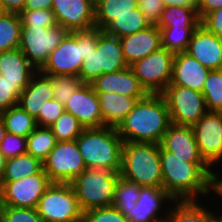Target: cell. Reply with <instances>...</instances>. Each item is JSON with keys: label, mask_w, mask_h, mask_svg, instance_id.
<instances>
[{"label": "cell", "mask_w": 222, "mask_h": 222, "mask_svg": "<svg viewBox=\"0 0 222 222\" xmlns=\"http://www.w3.org/2000/svg\"><path fill=\"white\" fill-rule=\"evenodd\" d=\"M160 162L163 189L174 201H196L212 191L215 193L217 173L208 164L187 162L167 152L161 145Z\"/></svg>", "instance_id": "cell-1"}, {"label": "cell", "mask_w": 222, "mask_h": 222, "mask_svg": "<svg viewBox=\"0 0 222 222\" xmlns=\"http://www.w3.org/2000/svg\"><path fill=\"white\" fill-rule=\"evenodd\" d=\"M171 124L168 106L162 94H148L116 128L124 142L160 144Z\"/></svg>", "instance_id": "cell-2"}, {"label": "cell", "mask_w": 222, "mask_h": 222, "mask_svg": "<svg viewBox=\"0 0 222 222\" xmlns=\"http://www.w3.org/2000/svg\"><path fill=\"white\" fill-rule=\"evenodd\" d=\"M87 169L121 171L124 141L116 128H84L76 139Z\"/></svg>", "instance_id": "cell-3"}, {"label": "cell", "mask_w": 222, "mask_h": 222, "mask_svg": "<svg viewBox=\"0 0 222 222\" xmlns=\"http://www.w3.org/2000/svg\"><path fill=\"white\" fill-rule=\"evenodd\" d=\"M103 30L92 28L69 32L62 42L49 54L44 66L39 70L44 75L79 76L83 59L97 46Z\"/></svg>", "instance_id": "cell-4"}, {"label": "cell", "mask_w": 222, "mask_h": 222, "mask_svg": "<svg viewBox=\"0 0 222 222\" xmlns=\"http://www.w3.org/2000/svg\"><path fill=\"white\" fill-rule=\"evenodd\" d=\"M120 176L141 187L163 188L160 144L124 142Z\"/></svg>", "instance_id": "cell-5"}, {"label": "cell", "mask_w": 222, "mask_h": 222, "mask_svg": "<svg viewBox=\"0 0 222 222\" xmlns=\"http://www.w3.org/2000/svg\"><path fill=\"white\" fill-rule=\"evenodd\" d=\"M120 173L107 169H86L70 184L81 210L112 206L114 189Z\"/></svg>", "instance_id": "cell-6"}, {"label": "cell", "mask_w": 222, "mask_h": 222, "mask_svg": "<svg viewBox=\"0 0 222 222\" xmlns=\"http://www.w3.org/2000/svg\"><path fill=\"white\" fill-rule=\"evenodd\" d=\"M127 67L120 39L103 31L99 35L96 48L83 59L78 77L82 83L91 84L102 74Z\"/></svg>", "instance_id": "cell-7"}, {"label": "cell", "mask_w": 222, "mask_h": 222, "mask_svg": "<svg viewBox=\"0 0 222 222\" xmlns=\"http://www.w3.org/2000/svg\"><path fill=\"white\" fill-rule=\"evenodd\" d=\"M36 210L43 222H82L83 211L70 183H51Z\"/></svg>", "instance_id": "cell-8"}, {"label": "cell", "mask_w": 222, "mask_h": 222, "mask_svg": "<svg viewBox=\"0 0 222 222\" xmlns=\"http://www.w3.org/2000/svg\"><path fill=\"white\" fill-rule=\"evenodd\" d=\"M175 54L161 47L130 65L148 94H162L171 83Z\"/></svg>", "instance_id": "cell-9"}, {"label": "cell", "mask_w": 222, "mask_h": 222, "mask_svg": "<svg viewBox=\"0 0 222 222\" xmlns=\"http://www.w3.org/2000/svg\"><path fill=\"white\" fill-rule=\"evenodd\" d=\"M68 33L59 24L53 27L21 26L19 49L39 71L46 63L49 54Z\"/></svg>", "instance_id": "cell-10"}, {"label": "cell", "mask_w": 222, "mask_h": 222, "mask_svg": "<svg viewBox=\"0 0 222 222\" xmlns=\"http://www.w3.org/2000/svg\"><path fill=\"white\" fill-rule=\"evenodd\" d=\"M162 95L166 100L170 121L173 124L193 127L208 111L202 92L168 85Z\"/></svg>", "instance_id": "cell-11"}, {"label": "cell", "mask_w": 222, "mask_h": 222, "mask_svg": "<svg viewBox=\"0 0 222 222\" xmlns=\"http://www.w3.org/2000/svg\"><path fill=\"white\" fill-rule=\"evenodd\" d=\"M42 163L52 183H71L87 169L76 140L58 141Z\"/></svg>", "instance_id": "cell-12"}, {"label": "cell", "mask_w": 222, "mask_h": 222, "mask_svg": "<svg viewBox=\"0 0 222 222\" xmlns=\"http://www.w3.org/2000/svg\"><path fill=\"white\" fill-rule=\"evenodd\" d=\"M51 183L43 168L14 182H0V206L36 208Z\"/></svg>", "instance_id": "cell-13"}, {"label": "cell", "mask_w": 222, "mask_h": 222, "mask_svg": "<svg viewBox=\"0 0 222 222\" xmlns=\"http://www.w3.org/2000/svg\"><path fill=\"white\" fill-rule=\"evenodd\" d=\"M192 129L201 157L213 169L222 161V112L207 111Z\"/></svg>", "instance_id": "cell-14"}, {"label": "cell", "mask_w": 222, "mask_h": 222, "mask_svg": "<svg viewBox=\"0 0 222 222\" xmlns=\"http://www.w3.org/2000/svg\"><path fill=\"white\" fill-rule=\"evenodd\" d=\"M95 0H53L51 10L57 24L68 32L95 28Z\"/></svg>", "instance_id": "cell-15"}, {"label": "cell", "mask_w": 222, "mask_h": 222, "mask_svg": "<svg viewBox=\"0 0 222 222\" xmlns=\"http://www.w3.org/2000/svg\"><path fill=\"white\" fill-rule=\"evenodd\" d=\"M64 109L84 128L103 127L99 97L91 84L83 83L64 104Z\"/></svg>", "instance_id": "cell-16"}, {"label": "cell", "mask_w": 222, "mask_h": 222, "mask_svg": "<svg viewBox=\"0 0 222 222\" xmlns=\"http://www.w3.org/2000/svg\"><path fill=\"white\" fill-rule=\"evenodd\" d=\"M186 53L210 70H222V41L201 24L194 31Z\"/></svg>", "instance_id": "cell-17"}, {"label": "cell", "mask_w": 222, "mask_h": 222, "mask_svg": "<svg viewBox=\"0 0 222 222\" xmlns=\"http://www.w3.org/2000/svg\"><path fill=\"white\" fill-rule=\"evenodd\" d=\"M166 201L175 202L163 188L142 187L136 205L126 217L130 222H166L170 209H167L164 217H159V212L163 209L162 202Z\"/></svg>", "instance_id": "cell-18"}, {"label": "cell", "mask_w": 222, "mask_h": 222, "mask_svg": "<svg viewBox=\"0 0 222 222\" xmlns=\"http://www.w3.org/2000/svg\"><path fill=\"white\" fill-rule=\"evenodd\" d=\"M160 145L170 153L187 162L207 164L201 157L191 126L171 123L165 132Z\"/></svg>", "instance_id": "cell-19"}, {"label": "cell", "mask_w": 222, "mask_h": 222, "mask_svg": "<svg viewBox=\"0 0 222 222\" xmlns=\"http://www.w3.org/2000/svg\"><path fill=\"white\" fill-rule=\"evenodd\" d=\"M211 70L186 52L175 54L173 73L169 85H177L202 92Z\"/></svg>", "instance_id": "cell-20"}, {"label": "cell", "mask_w": 222, "mask_h": 222, "mask_svg": "<svg viewBox=\"0 0 222 222\" xmlns=\"http://www.w3.org/2000/svg\"><path fill=\"white\" fill-rule=\"evenodd\" d=\"M91 85L95 92L117 93L128 97L148 95L130 66L123 70L102 74Z\"/></svg>", "instance_id": "cell-21"}, {"label": "cell", "mask_w": 222, "mask_h": 222, "mask_svg": "<svg viewBox=\"0 0 222 222\" xmlns=\"http://www.w3.org/2000/svg\"><path fill=\"white\" fill-rule=\"evenodd\" d=\"M120 42L128 66L162 47L160 29L156 25L122 37Z\"/></svg>", "instance_id": "cell-22"}, {"label": "cell", "mask_w": 222, "mask_h": 222, "mask_svg": "<svg viewBox=\"0 0 222 222\" xmlns=\"http://www.w3.org/2000/svg\"><path fill=\"white\" fill-rule=\"evenodd\" d=\"M51 99H53L51 79L38 71L19 95L18 105L37 120L45 102Z\"/></svg>", "instance_id": "cell-23"}, {"label": "cell", "mask_w": 222, "mask_h": 222, "mask_svg": "<svg viewBox=\"0 0 222 222\" xmlns=\"http://www.w3.org/2000/svg\"><path fill=\"white\" fill-rule=\"evenodd\" d=\"M100 101L103 126L117 128L138 100L145 97H128L117 93L96 92Z\"/></svg>", "instance_id": "cell-24"}, {"label": "cell", "mask_w": 222, "mask_h": 222, "mask_svg": "<svg viewBox=\"0 0 222 222\" xmlns=\"http://www.w3.org/2000/svg\"><path fill=\"white\" fill-rule=\"evenodd\" d=\"M38 70L17 48L0 52V74L12 84H29Z\"/></svg>", "instance_id": "cell-25"}, {"label": "cell", "mask_w": 222, "mask_h": 222, "mask_svg": "<svg viewBox=\"0 0 222 222\" xmlns=\"http://www.w3.org/2000/svg\"><path fill=\"white\" fill-rule=\"evenodd\" d=\"M138 0H95V28L104 30L119 16L132 13Z\"/></svg>", "instance_id": "cell-26"}, {"label": "cell", "mask_w": 222, "mask_h": 222, "mask_svg": "<svg viewBox=\"0 0 222 222\" xmlns=\"http://www.w3.org/2000/svg\"><path fill=\"white\" fill-rule=\"evenodd\" d=\"M151 26L144 14L135 8L132 13L117 17L103 31L119 39Z\"/></svg>", "instance_id": "cell-27"}, {"label": "cell", "mask_w": 222, "mask_h": 222, "mask_svg": "<svg viewBox=\"0 0 222 222\" xmlns=\"http://www.w3.org/2000/svg\"><path fill=\"white\" fill-rule=\"evenodd\" d=\"M200 25L197 9L189 7H165L158 28H197Z\"/></svg>", "instance_id": "cell-28"}, {"label": "cell", "mask_w": 222, "mask_h": 222, "mask_svg": "<svg viewBox=\"0 0 222 222\" xmlns=\"http://www.w3.org/2000/svg\"><path fill=\"white\" fill-rule=\"evenodd\" d=\"M200 201H175L166 222H208L215 213L200 205Z\"/></svg>", "instance_id": "cell-29"}, {"label": "cell", "mask_w": 222, "mask_h": 222, "mask_svg": "<svg viewBox=\"0 0 222 222\" xmlns=\"http://www.w3.org/2000/svg\"><path fill=\"white\" fill-rule=\"evenodd\" d=\"M43 168V163L30 154L18 155L7 159L1 182H14L20 178L38 173Z\"/></svg>", "instance_id": "cell-30"}, {"label": "cell", "mask_w": 222, "mask_h": 222, "mask_svg": "<svg viewBox=\"0 0 222 222\" xmlns=\"http://www.w3.org/2000/svg\"><path fill=\"white\" fill-rule=\"evenodd\" d=\"M6 131L22 137H28L37 127L36 120L19 105L0 112Z\"/></svg>", "instance_id": "cell-31"}, {"label": "cell", "mask_w": 222, "mask_h": 222, "mask_svg": "<svg viewBox=\"0 0 222 222\" xmlns=\"http://www.w3.org/2000/svg\"><path fill=\"white\" fill-rule=\"evenodd\" d=\"M21 26L19 13L3 12L0 14V52L19 48Z\"/></svg>", "instance_id": "cell-32"}, {"label": "cell", "mask_w": 222, "mask_h": 222, "mask_svg": "<svg viewBox=\"0 0 222 222\" xmlns=\"http://www.w3.org/2000/svg\"><path fill=\"white\" fill-rule=\"evenodd\" d=\"M57 142L50 127L37 126L27 137V154L43 162Z\"/></svg>", "instance_id": "cell-33"}, {"label": "cell", "mask_w": 222, "mask_h": 222, "mask_svg": "<svg viewBox=\"0 0 222 222\" xmlns=\"http://www.w3.org/2000/svg\"><path fill=\"white\" fill-rule=\"evenodd\" d=\"M141 188L137 183L119 176L115 184L112 206L126 216L136 205Z\"/></svg>", "instance_id": "cell-34"}, {"label": "cell", "mask_w": 222, "mask_h": 222, "mask_svg": "<svg viewBox=\"0 0 222 222\" xmlns=\"http://www.w3.org/2000/svg\"><path fill=\"white\" fill-rule=\"evenodd\" d=\"M161 46L174 54L186 52L196 28H159Z\"/></svg>", "instance_id": "cell-35"}, {"label": "cell", "mask_w": 222, "mask_h": 222, "mask_svg": "<svg viewBox=\"0 0 222 222\" xmlns=\"http://www.w3.org/2000/svg\"><path fill=\"white\" fill-rule=\"evenodd\" d=\"M208 111L222 112V70H211L203 87Z\"/></svg>", "instance_id": "cell-36"}, {"label": "cell", "mask_w": 222, "mask_h": 222, "mask_svg": "<svg viewBox=\"0 0 222 222\" xmlns=\"http://www.w3.org/2000/svg\"><path fill=\"white\" fill-rule=\"evenodd\" d=\"M49 127L57 141L76 140L84 129L78 119L66 111Z\"/></svg>", "instance_id": "cell-37"}, {"label": "cell", "mask_w": 222, "mask_h": 222, "mask_svg": "<svg viewBox=\"0 0 222 222\" xmlns=\"http://www.w3.org/2000/svg\"><path fill=\"white\" fill-rule=\"evenodd\" d=\"M52 82L53 99L65 104L70 96L83 84L74 75H47Z\"/></svg>", "instance_id": "cell-38"}, {"label": "cell", "mask_w": 222, "mask_h": 222, "mask_svg": "<svg viewBox=\"0 0 222 222\" xmlns=\"http://www.w3.org/2000/svg\"><path fill=\"white\" fill-rule=\"evenodd\" d=\"M0 222H43L36 208L0 206Z\"/></svg>", "instance_id": "cell-39"}, {"label": "cell", "mask_w": 222, "mask_h": 222, "mask_svg": "<svg viewBox=\"0 0 222 222\" xmlns=\"http://www.w3.org/2000/svg\"><path fill=\"white\" fill-rule=\"evenodd\" d=\"M19 15L22 26L53 27L57 24L51 9L22 10Z\"/></svg>", "instance_id": "cell-40"}, {"label": "cell", "mask_w": 222, "mask_h": 222, "mask_svg": "<svg viewBox=\"0 0 222 222\" xmlns=\"http://www.w3.org/2000/svg\"><path fill=\"white\" fill-rule=\"evenodd\" d=\"M28 84H12L0 74V112L18 105L19 95Z\"/></svg>", "instance_id": "cell-41"}, {"label": "cell", "mask_w": 222, "mask_h": 222, "mask_svg": "<svg viewBox=\"0 0 222 222\" xmlns=\"http://www.w3.org/2000/svg\"><path fill=\"white\" fill-rule=\"evenodd\" d=\"M82 222H130L114 206L91 209L83 212Z\"/></svg>", "instance_id": "cell-42"}, {"label": "cell", "mask_w": 222, "mask_h": 222, "mask_svg": "<svg viewBox=\"0 0 222 222\" xmlns=\"http://www.w3.org/2000/svg\"><path fill=\"white\" fill-rule=\"evenodd\" d=\"M0 151L7 159L26 154L27 138L7 132L0 144Z\"/></svg>", "instance_id": "cell-43"}, {"label": "cell", "mask_w": 222, "mask_h": 222, "mask_svg": "<svg viewBox=\"0 0 222 222\" xmlns=\"http://www.w3.org/2000/svg\"><path fill=\"white\" fill-rule=\"evenodd\" d=\"M64 111V105L55 99L45 102V106L43 110H40L38 119L36 120L37 126L49 127Z\"/></svg>", "instance_id": "cell-44"}, {"label": "cell", "mask_w": 222, "mask_h": 222, "mask_svg": "<svg viewBox=\"0 0 222 222\" xmlns=\"http://www.w3.org/2000/svg\"><path fill=\"white\" fill-rule=\"evenodd\" d=\"M138 9L144 14L151 25H157L164 10L162 0H138Z\"/></svg>", "instance_id": "cell-45"}, {"label": "cell", "mask_w": 222, "mask_h": 222, "mask_svg": "<svg viewBox=\"0 0 222 222\" xmlns=\"http://www.w3.org/2000/svg\"><path fill=\"white\" fill-rule=\"evenodd\" d=\"M200 24L208 31L213 32L222 41V8L206 14Z\"/></svg>", "instance_id": "cell-46"}, {"label": "cell", "mask_w": 222, "mask_h": 222, "mask_svg": "<svg viewBox=\"0 0 222 222\" xmlns=\"http://www.w3.org/2000/svg\"><path fill=\"white\" fill-rule=\"evenodd\" d=\"M220 8H222V0H198V17L201 20L206 14Z\"/></svg>", "instance_id": "cell-47"}, {"label": "cell", "mask_w": 222, "mask_h": 222, "mask_svg": "<svg viewBox=\"0 0 222 222\" xmlns=\"http://www.w3.org/2000/svg\"><path fill=\"white\" fill-rule=\"evenodd\" d=\"M26 0H0L4 12L20 13Z\"/></svg>", "instance_id": "cell-48"}, {"label": "cell", "mask_w": 222, "mask_h": 222, "mask_svg": "<svg viewBox=\"0 0 222 222\" xmlns=\"http://www.w3.org/2000/svg\"><path fill=\"white\" fill-rule=\"evenodd\" d=\"M53 0H26L23 10L51 9Z\"/></svg>", "instance_id": "cell-49"}, {"label": "cell", "mask_w": 222, "mask_h": 222, "mask_svg": "<svg viewBox=\"0 0 222 222\" xmlns=\"http://www.w3.org/2000/svg\"><path fill=\"white\" fill-rule=\"evenodd\" d=\"M164 7L179 6L189 7L192 9L198 8V0H162Z\"/></svg>", "instance_id": "cell-50"}, {"label": "cell", "mask_w": 222, "mask_h": 222, "mask_svg": "<svg viewBox=\"0 0 222 222\" xmlns=\"http://www.w3.org/2000/svg\"><path fill=\"white\" fill-rule=\"evenodd\" d=\"M216 193L220 198H222V178L219 177L218 173H217V177H216V181H215V194Z\"/></svg>", "instance_id": "cell-51"}, {"label": "cell", "mask_w": 222, "mask_h": 222, "mask_svg": "<svg viewBox=\"0 0 222 222\" xmlns=\"http://www.w3.org/2000/svg\"><path fill=\"white\" fill-rule=\"evenodd\" d=\"M6 163H7V158L0 151V182L4 173Z\"/></svg>", "instance_id": "cell-52"}, {"label": "cell", "mask_w": 222, "mask_h": 222, "mask_svg": "<svg viewBox=\"0 0 222 222\" xmlns=\"http://www.w3.org/2000/svg\"><path fill=\"white\" fill-rule=\"evenodd\" d=\"M7 133L6 128H5V123L3 120V117L0 113V144L2 140L4 139L5 134Z\"/></svg>", "instance_id": "cell-53"}, {"label": "cell", "mask_w": 222, "mask_h": 222, "mask_svg": "<svg viewBox=\"0 0 222 222\" xmlns=\"http://www.w3.org/2000/svg\"><path fill=\"white\" fill-rule=\"evenodd\" d=\"M208 222H222V213H221V215H220V214H218V215L214 214V215L208 220Z\"/></svg>", "instance_id": "cell-54"}, {"label": "cell", "mask_w": 222, "mask_h": 222, "mask_svg": "<svg viewBox=\"0 0 222 222\" xmlns=\"http://www.w3.org/2000/svg\"><path fill=\"white\" fill-rule=\"evenodd\" d=\"M3 12L4 11H3L2 7H1V4H0V14L3 13Z\"/></svg>", "instance_id": "cell-55"}]
</instances>
